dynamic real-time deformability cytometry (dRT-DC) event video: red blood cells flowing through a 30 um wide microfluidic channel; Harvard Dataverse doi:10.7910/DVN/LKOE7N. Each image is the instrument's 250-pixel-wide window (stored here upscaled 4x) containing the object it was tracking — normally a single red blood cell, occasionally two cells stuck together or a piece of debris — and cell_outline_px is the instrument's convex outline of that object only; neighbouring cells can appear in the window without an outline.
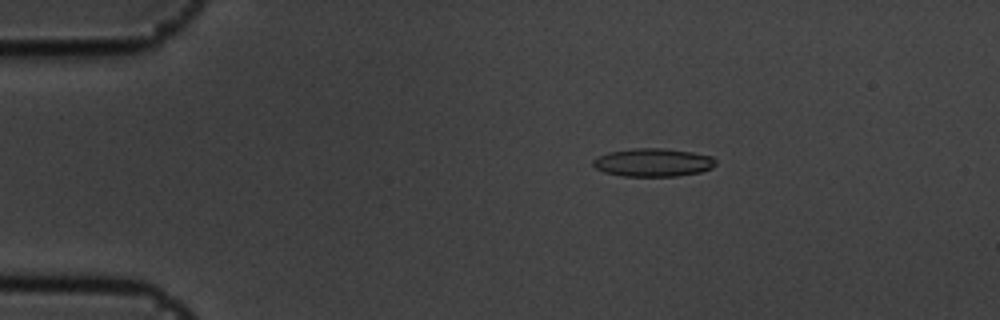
{"species": "common noctule bat (a hibernating species)", "species_latin": "Nyctalus noctula", "temperature_condition": "cold", "stored_images_in_passage": 57, "camera_frame_rate_fps": 3000, "um_per_image_px": 0.085, "animal": {"sex": "male", "body_mass_g": 19.5, "forearm_length_mm": 54.6}, "frame": {"image": 1, "passage_image": 11, "time_ms": 3.333, "image_size_px": [1000, 320], "cell_outline_px": [[716, 164], [712, 168], [700, 172], [676, 176], [624, 176], [604, 172], [596, 168], [592, 164], [592, 160], [608, 152], [636, 148], [664, 148], [692, 152], [712, 156], [716, 160]], "centroid_in_image_um": [55.53, 13.81], "position_along_channel_um": 29.5, "area_um2": 20.11}}
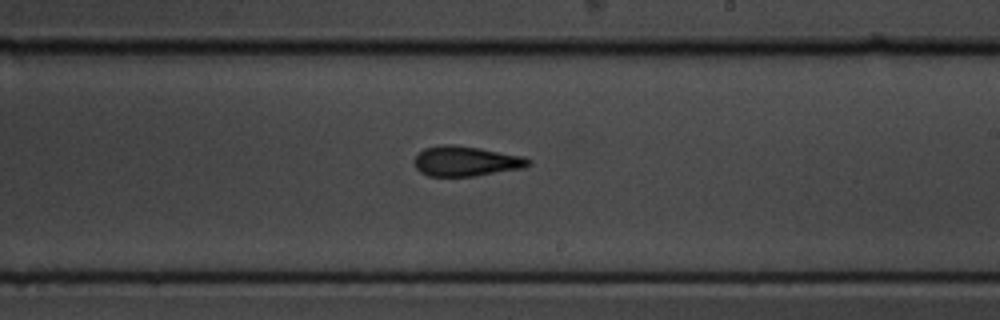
{"frame": {"image": 2, "passage_image": 34, "time_ms": 11.0, "image_size_px": [1000, 320], "cell_outline_px": [[532, 164], [524, 168], [476, 176], [428, 176], [420, 172], [416, 168], [412, 160], [424, 148], [444, 144], [452, 144], [480, 148], [524, 156], [532, 160]], "centroid_in_image_um": [39.62, 13.7], "position_along_channel_um": 249.4, "area_um2": 20.23}}
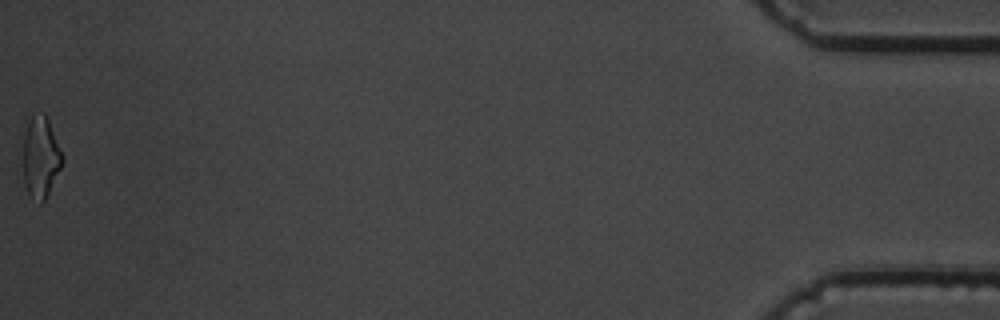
{"frame": {"image": 3, "passage_image": 57, "time_ms": 18.667, "image_size_px": [1000, 320], "cell_outline_px": [[64, 160], [44, 200], [40, 204], [28, 196], [24, 184], [16, 144], [32, 112], [44, 112], [48, 120]], "centroid_in_image_um": [3.29, 13.3], "position_along_channel_um": 431.9, "area_um2": 20.11}, "authors_computed_cell_mechanics": {"area_um2": 19.5364, "velocity_mm_per_s": 3.6144, "shape_relaxation_time_tau1_ms": 3.6059, "shape_relaxation_time_tau2_ms": 2.2791, "deformation_change_tau1": 0.1331, "deformation_change_tau2": 0.1135}}